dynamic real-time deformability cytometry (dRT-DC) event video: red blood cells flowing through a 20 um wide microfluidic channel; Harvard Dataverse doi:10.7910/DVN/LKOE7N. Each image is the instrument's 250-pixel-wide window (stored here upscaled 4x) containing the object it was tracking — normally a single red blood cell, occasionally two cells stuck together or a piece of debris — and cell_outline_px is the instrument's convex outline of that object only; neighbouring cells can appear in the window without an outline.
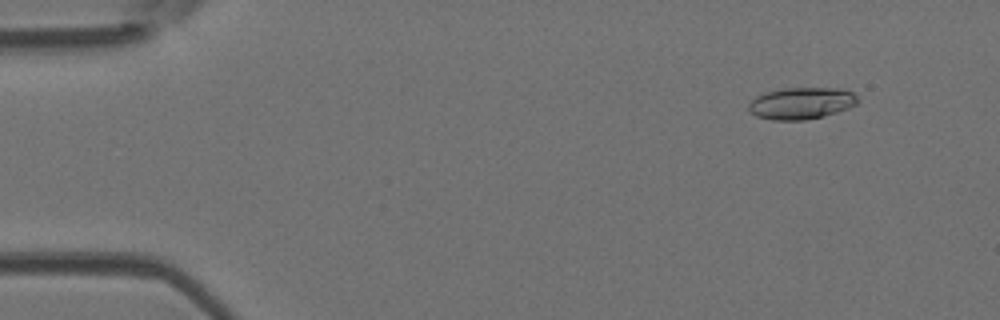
{"species": "Egyptian fruit bat (a non-hibernating species)", "species_latin": "Rousettus aegyptiacus", "temperature_condition": "room temperature", "stored_images_in_passage": 52, "camera_frame_rate_fps": 3000, "um_per_image_px": 0.085, "animal": {"sex": "female"}, "frame": {"image": 1, "passage_image": 5, "time_ms": 1.333, "image_size_px": [1000, 320], "cell_outline_px": [[860, 100], [856, 104], [848, 108], [824, 116], [804, 120], [772, 120], [756, 116], [748, 108], [748, 104], [756, 96], [768, 92], [784, 88], [840, 88], [852, 92]], "centroid_in_image_um": [68.13, 8.78], "position_along_channel_um": 16.9, "area_um2": 20.11}}
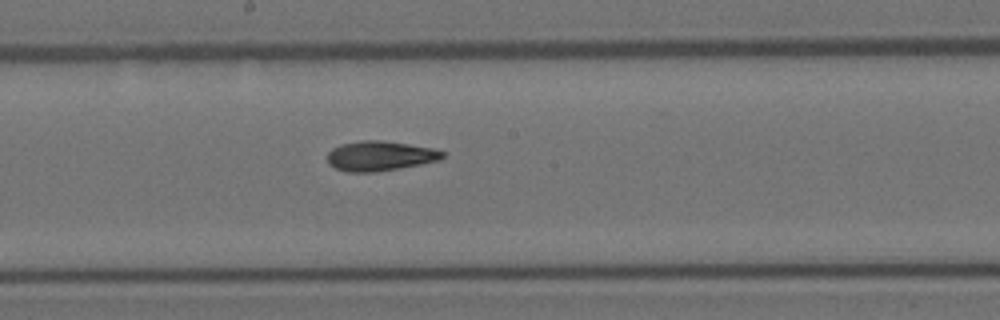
{"frame": {"image": 2, "passage_image": 28, "time_ms": 9.0, "image_size_px": [1000, 320], "cell_outline_px": [[444, 156], [440, 160], [420, 164], [376, 172], [348, 172], [336, 168], [328, 164], [328, 152], [332, 148], [340, 144], [360, 140], [380, 140], [408, 144], [432, 148], [444, 152]], "centroid_in_image_um": [32.27, 13.25], "position_along_channel_um": 215.9, "area_um2": 19.94}}
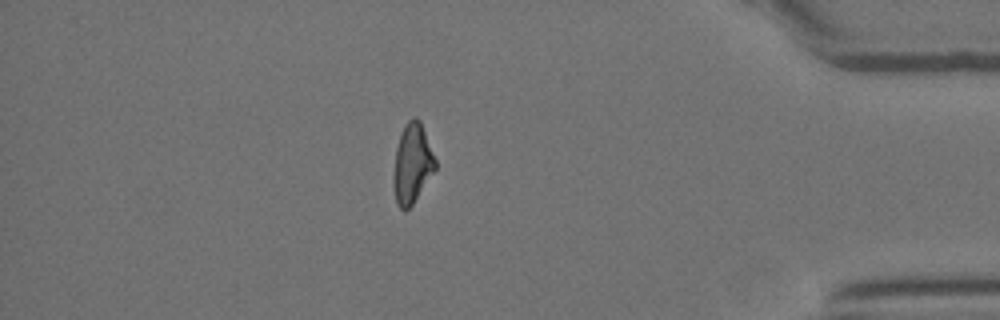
{"frame": {"image": 3, "passage_image": 45, "time_ms": 14.667, "image_size_px": [1000, 320], "cell_outline_px": [[436, 168], [412, 204], [404, 212], [396, 204], [396, 148], [400, 132], [404, 124], [412, 116], [416, 116], [420, 120], [436, 160]], "centroid_in_image_um": [35.07, 13.83], "position_along_channel_um": 400.1, "area_um2": 18.67}}